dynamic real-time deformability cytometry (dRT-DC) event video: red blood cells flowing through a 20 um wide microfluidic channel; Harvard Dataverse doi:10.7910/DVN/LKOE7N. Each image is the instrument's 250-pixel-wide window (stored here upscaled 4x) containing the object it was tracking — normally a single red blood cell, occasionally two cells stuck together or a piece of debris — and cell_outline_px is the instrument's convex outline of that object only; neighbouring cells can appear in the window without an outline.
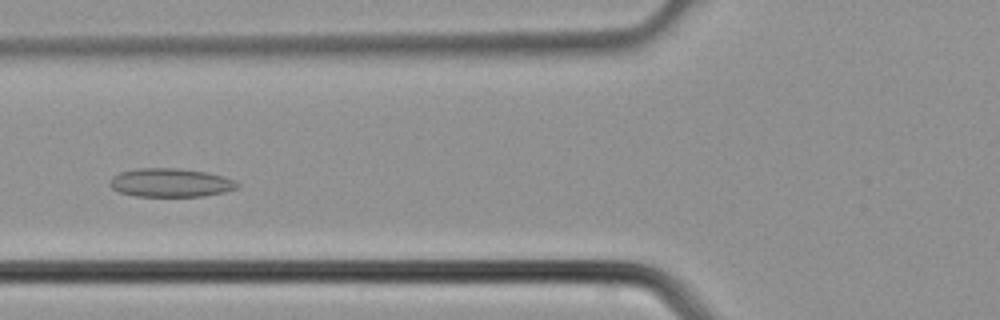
{"species": "common noctule bat (a hibernating species)", "species_latin": "Nyctalus noctula", "temperature_condition": "cold", "stored_images_in_passage": 3, "camera_frame_rate_fps": 3000, "um_per_image_px": 0.085, "animal": {"sex": "male", "body_mass_g": 21.5, "forearm_length_mm": 52.0}, "frame": {"image": 1, "passage_image": 3, "time_ms": 0.667, "image_size_px": [1000, 320], "cell_outline_px": [[240, 188], [224, 192], [204, 196], [136, 196], [120, 192], [112, 188], [108, 184], [112, 176], [120, 172], [136, 168], [180, 168], [204, 172], [220, 176], [232, 180], [240, 184]], "centroid_in_image_um": [14.47, 15.53], "position_along_channel_um": 111.3, "area_um2": 21.21}}